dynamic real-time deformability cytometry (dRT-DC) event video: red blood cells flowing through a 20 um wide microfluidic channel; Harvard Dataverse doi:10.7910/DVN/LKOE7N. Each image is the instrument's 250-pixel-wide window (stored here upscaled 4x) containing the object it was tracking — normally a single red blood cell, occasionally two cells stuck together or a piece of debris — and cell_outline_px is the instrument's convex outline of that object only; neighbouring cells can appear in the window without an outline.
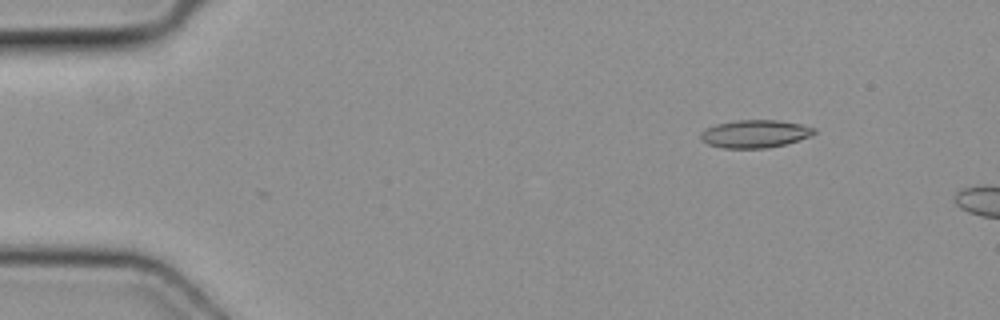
{"species": "common noctule bat (a hibernating species)", "species_latin": "Nyctalus noctula", "temperature_condition": "cold", "stored_images_in_passage": 2, "camera_frame_rate_fps": 3000, "um_per_image_px": 0.085, "animal": {"sex": "female", "body_mass_g": 19.3, "forearm_length_mm": 54.1}, "frame": {"image": 1, "passage_image": 1, "time_ms": 0.0, "image_size_px": [1000, 320], "cell_outline_px": [[816, 132], [812, 136], [784, 144], [768, 148], [724, 148], [708, 144], [700, 140], [700, 132], [704, 128], [716, 124], [736, 120], [780, 120], [800, 124], [816, 128]], "centroid_in_image_um": [64.15, 11.37], "position_along_channel_um": 20.8, "area_um2": 18.55}}